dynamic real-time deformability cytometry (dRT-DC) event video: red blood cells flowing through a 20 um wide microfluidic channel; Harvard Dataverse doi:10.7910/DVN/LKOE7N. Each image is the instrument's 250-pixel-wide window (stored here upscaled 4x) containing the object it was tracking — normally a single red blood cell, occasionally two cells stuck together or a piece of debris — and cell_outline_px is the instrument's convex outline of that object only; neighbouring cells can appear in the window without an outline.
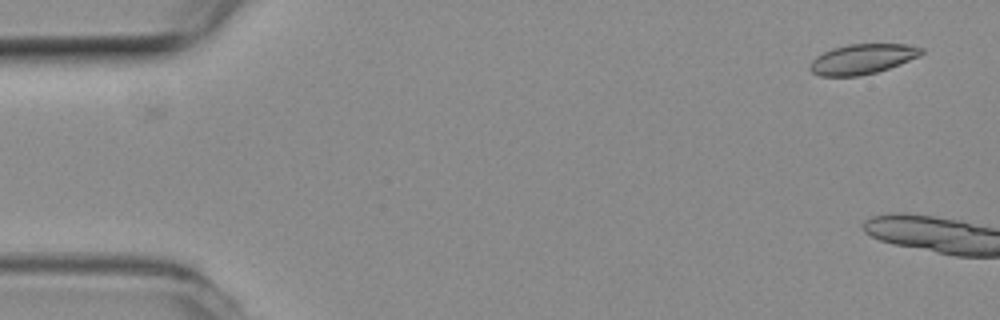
{"species": "common noctule bat (a hibernating species)", "species_latin": "Nyctalus noctula", "temperature_condition": "room temperature", "stored_images_in_passage": 2, "camera_frame_rate_fps": 3000, "um_per_image_px": 0.085, "animal": {"sex": "female", "body_mass_g": 19.3, "forearm_length_mm": 54.1}, "frame": {"image": 1, "passage_image": 1, "time_ms": 0.0, "image_size_px": [1000, 320], "cell_outline_px": [[924, 52], [920, 56], [900, 64], [876, 72], [860, 76], [820, 76], [812, 72], [808, 68], [812, 60], [816, 56], [832, 48], [848, 44], [908, 44], [924, 48]], "centroid_in_image_um": [73.31, 5.01], "position_along_channel_um": 11.7, "area_um2": 19.59}}